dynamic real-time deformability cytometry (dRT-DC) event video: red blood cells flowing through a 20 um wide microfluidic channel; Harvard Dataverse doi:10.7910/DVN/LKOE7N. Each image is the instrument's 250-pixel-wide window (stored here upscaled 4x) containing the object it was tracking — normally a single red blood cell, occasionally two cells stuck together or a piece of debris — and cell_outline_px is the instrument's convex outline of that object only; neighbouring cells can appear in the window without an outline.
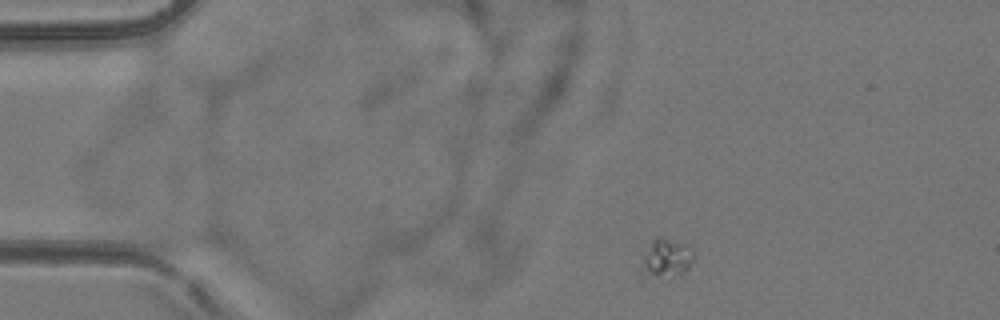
{"species": "common noctule bat (a hibernating species)", "species_latin": "Nyctalus noctula", "temperature_condition": "room temperature", "stored_images_in_passage": 2, "camera_frame_rate_fps": 3000, "um_per_image_px": 0.085, "animal": {"sex": "female", "body_mass_g": 24.6, "forearm_length_mm": 56.2}, "frame": {"image": 1, "passage_image": 1, "time_ms": 0.0, "image_size_px": [1000, 320], "cell_outline_px": [[692, 260], [688, 268], [684, 272], [640, 284], [640, 252], [656, 236], [660, 236], [684, 244], [692, 248]], "centroid_in_image_um": [56.42, 22.03], "position_along_channel_um": 28.6, "area_um2": 12.95}}